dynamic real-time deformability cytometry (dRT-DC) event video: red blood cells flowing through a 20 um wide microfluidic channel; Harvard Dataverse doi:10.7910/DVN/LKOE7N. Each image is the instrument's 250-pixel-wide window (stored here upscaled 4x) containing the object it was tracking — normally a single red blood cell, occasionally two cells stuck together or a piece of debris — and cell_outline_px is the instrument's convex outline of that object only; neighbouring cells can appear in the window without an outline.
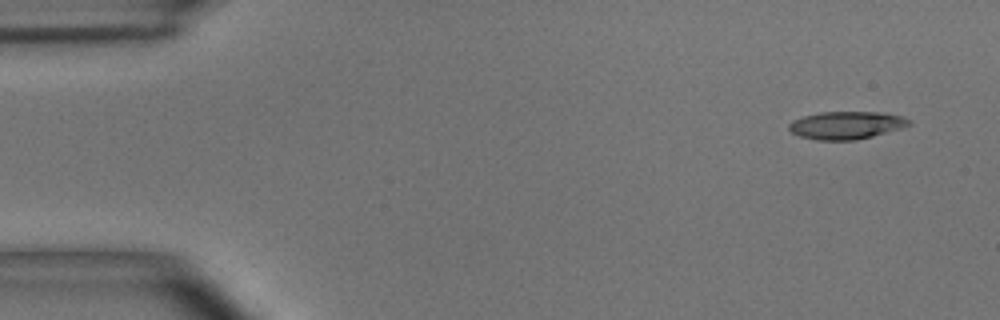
{"species": "common noctule bat (a hibernating species)", "species_latin": "Nyctalus noctula", "temperature_condition": "room temperature", "stored_images_in_passage": 5, "camera_frame_rate_fps": 3000, "um_per_image_px": 0.085, "animal": {"sex": "male", "body_mass_g": 15.6}, "frame": {"image": 1, "passage_image": 1, "time_ms": 0.0, "image_size_px": [1000, 320], "cell_outline_px": [[912, 124], [900, 128], [872, 136], [856, 140], [816, 140], [800, 136], [792, 132], [788, 128], [788, 124], [792, 120], [804, 116], [820, 112], [884, 112], [904, 116], [912, 120]], "centroid_in_image_um": [71.96, 10.63], "position_along_channel_um": 13.0, "area_um2": 19.48}}
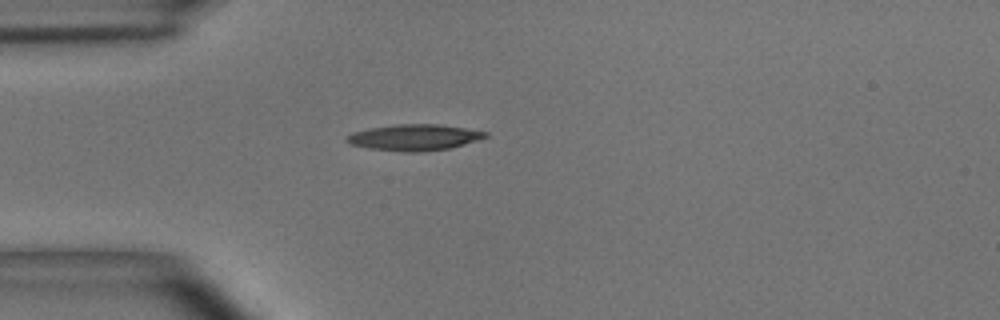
{"frame": {"image": 2, "passage_image": 4, "time_ms": 1.0, "image_size_px": [1000, 320], "cell_outline_px": [[488, 136], [464, 144], [448, 148], [420, 152], [404, 152], [368, 148], [352, 144], [344, 140], [352, 132], [372, 128], [396, 124], [440, 124], [488, 132]], "centroid_in_image_um": [35.21, 11.68], "position_along_channel_um": 49.8, "area_um2": 20.87}}